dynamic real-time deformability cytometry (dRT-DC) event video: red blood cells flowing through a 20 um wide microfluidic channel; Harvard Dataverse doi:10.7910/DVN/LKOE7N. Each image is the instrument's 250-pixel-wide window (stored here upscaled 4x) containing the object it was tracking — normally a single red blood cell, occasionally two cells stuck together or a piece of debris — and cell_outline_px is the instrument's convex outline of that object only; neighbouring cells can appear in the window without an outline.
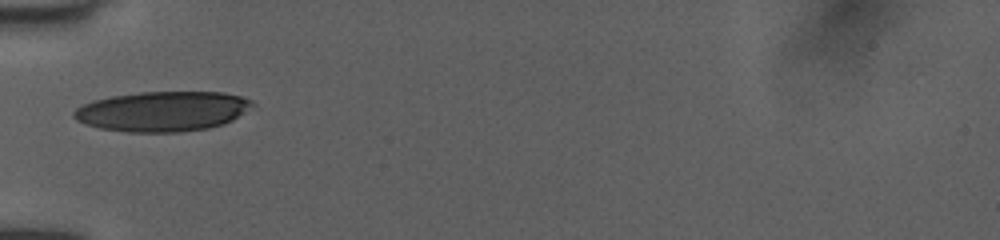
{"species": "human", "species_latin": "Homo sapiens", "temperature_condition": "room temperature", "stored_images_in_passage": 34, "camera_frame_rate_fps": 3000, "um_per_image_px": 0.085, "donor": {"sex": "female"}, "frame": {"image": 1, "passage_image": 1, "time_ms": 0.0, "image_size_px": [1000, 240], "cell_outline_px": [[252, 104], [232, 120], [224, 124], [208, 128], [180, 132], [128, 132], [100, 128], [84, 124], [76, 120], [72, 116], [72, 112], [80, 104], [92, 100], [112, 96], [140, 92], [224, 92], [240, 96], [252, 100]], "centroid_in_image_um": [13.73, 9.46], "position_along_channel_um": 71.3, "area_um2": 41.56}}
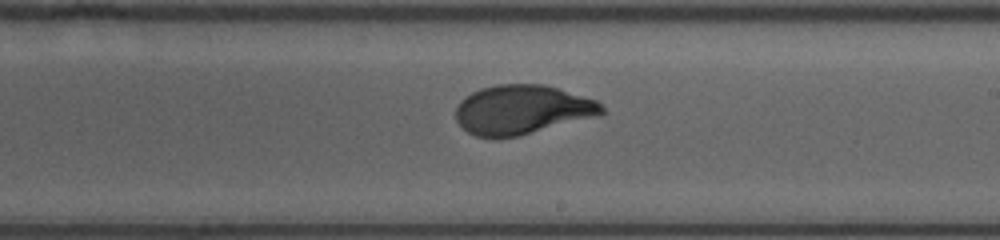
{"frame": {"image": 2, "passage_image": 14, "time_ms": 4.333, "image_size_px": [1000, 240], "cell_outline_px": [[604, 112], [600, 116], [520, 136], [476, 136], [468, 132], [456, 120], [456, 108], [460, 100], [464, 96], [480, 88], [496, 84], [544, 84], [596, 100], [604, 108]], "centroid_in_image_um": [44.4, 9.31], "position_along_channel_um": 244.6, "area_um2": 41.91}}
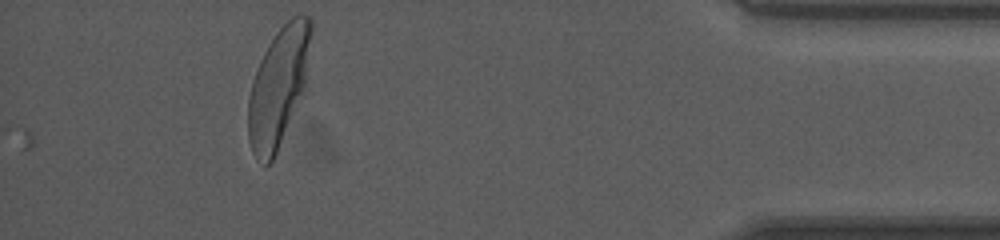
{"frame": {"image": 3, "passage_image": 30, "time_ms": 9.667, "image_size_px": [1000, 240], "cell_outline_px": [[312, 28], [308, 88], [272, 160], [264, 168], [256, 160], [252, 152], [248, 140], [248, 96], [252, 80], [260, 60], [268, 44], [276, 32], [292, 16], [300, 12], [304, 12], [312, 16]], "centroid_in_image_um": [23.72, 7.35], "position_along_channel_um": 411.5, "area_um2": 45.08}, "authors_computed_cell_mechanics": {"area_um2": 42.3963, "velocity_mm_per_s": 4.0224, "shape_relaxation_time_tau1_ms": 3.1025, "shape_relaxation_time_tau2_ms": null, "deformation_change_tau1": 0.1798, "deformation_change_tau2": null}}